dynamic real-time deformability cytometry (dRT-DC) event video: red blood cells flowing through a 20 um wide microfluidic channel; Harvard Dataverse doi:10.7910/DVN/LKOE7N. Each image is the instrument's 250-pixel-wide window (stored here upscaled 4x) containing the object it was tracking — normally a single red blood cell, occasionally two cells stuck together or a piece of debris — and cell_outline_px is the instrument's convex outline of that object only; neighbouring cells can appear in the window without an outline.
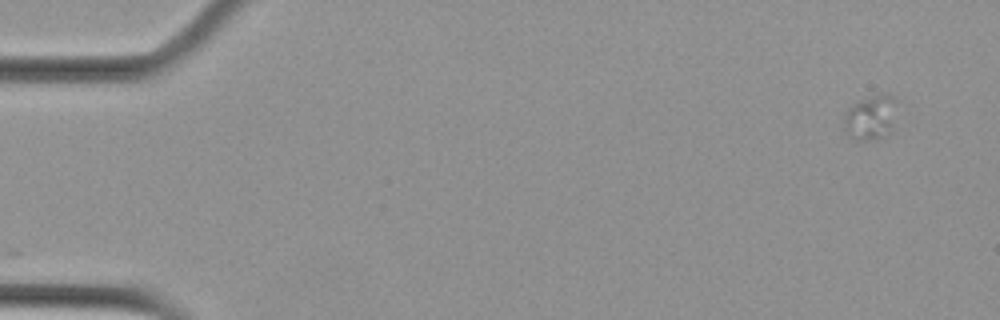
{"species": "Egyptian fruit bat (a non-hibernating species)", "species_latin": "Rousettus aegyptiacus", "temperature_condition": "cold", "stored_images_in_passage": 43, "camera_frame_rate_fps": 3000, "um_per_image_px": 0.085, "animal": {"sex": "female"}, "frame": {"image": 1, "passage_image": 1, "time_ms": 0.0, "image_size_px": [1000, 320], "cell_outline_px": [[900, 100], [892, 132], [884, 136], [872, 140], [852, 140], [848, 136], [844, 128], [844, 116], [848, 108], [852, 104], [860, 100], [880, 92], [888, 92], [896, 96]], "centroid_in_image_um": [74.09, 9.94], "position_along_channel_um": 10.9, "area_um2": 14.8}}
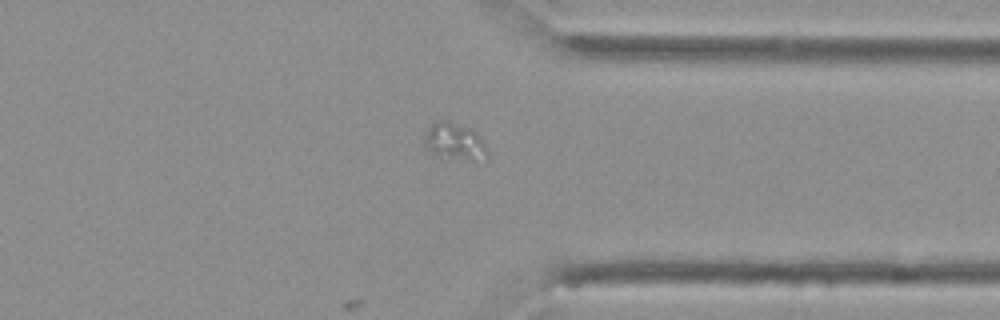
{"frame": {"image": 2, "passage_image": 43, "time_ms": 14.0, "image_size_px": [1000, 320], "cell_outline_px": [[488, 156], [472, 160], [468, 160], [448, 156], [432, 152], [424, 144], [424, 132], [436, 120], [448, 120], [472, 128], [476, 132], [484, 144], [488, 152]], "centroid_in_image_um": [38.63, 11.96], "position_along_channel_um": 372.8, "area_um2": 13.24}}